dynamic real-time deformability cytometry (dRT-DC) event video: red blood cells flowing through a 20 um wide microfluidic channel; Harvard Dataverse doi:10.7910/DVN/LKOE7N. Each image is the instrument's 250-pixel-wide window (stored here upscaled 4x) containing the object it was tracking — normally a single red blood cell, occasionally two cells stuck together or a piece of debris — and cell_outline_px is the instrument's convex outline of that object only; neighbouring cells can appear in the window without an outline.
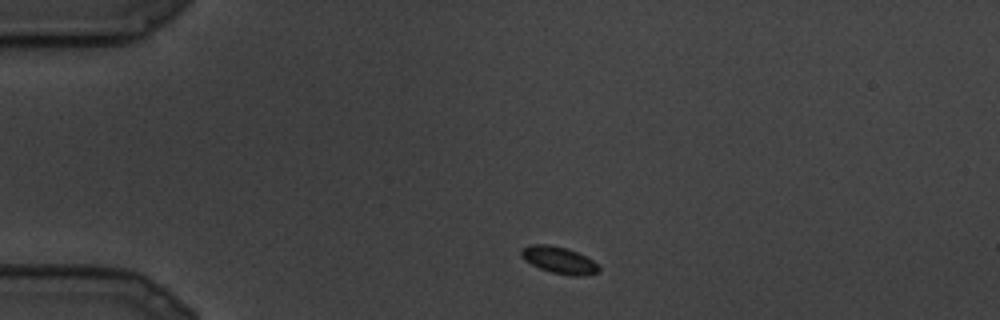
{"species": "common noctule bat (a hibernating species)", "species_latin": "Nyctalus noctula", "temperature_condition": "cold", "stored_images_in_passage": 7, "camera_frame_rate_fps": 3000, "um_per_image_px": 0.085, "animal": {"sex": "male", "body_mass_g": 19.5, "forearm_length_mm": 54.6}, "frame": {"image": 1, "passage_image": 1, "time_ms": 0.0, "image_size_px": [1000, 320], "cell_outline_px": [[600, 272], [576, 276], [552, 272], [540, 268], [524, 260], [520, 256], [520, 248], [528, 244], [548, 244], [568, 248], [592, 260], [600, 268]], "centroid_in_image_um": [47.46, 22.08], "position_along_channel_um": 37.5, "area_um2": 12.08}}
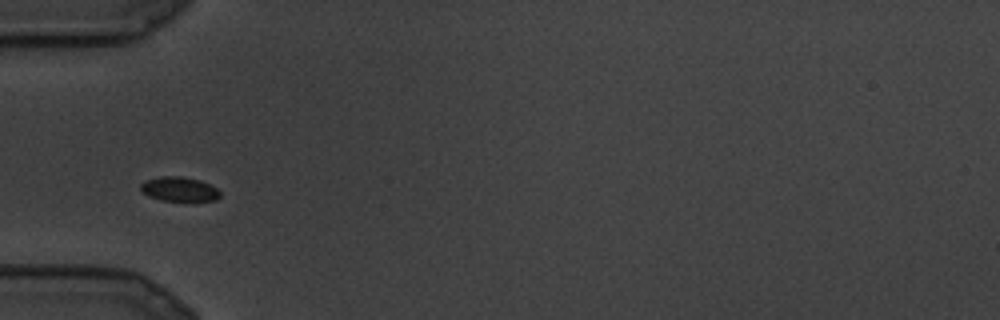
{"frame": {"image": 2, "passage_image": 4, "time_ms": 1.0, "image_size_px": [1000, 320], "cell_outline_px": [[220, 196], [216, 200], [164, 200], [148, 196], [140, 188], [140, 184], [144, 180], [160, 176], [180, 176], [200, 180], [216, 188], [220, 192]], "centroid_in_image_um": [15.21, 16.05], "position_along_channel_um": 69.8, "area_um2": 11.1}}
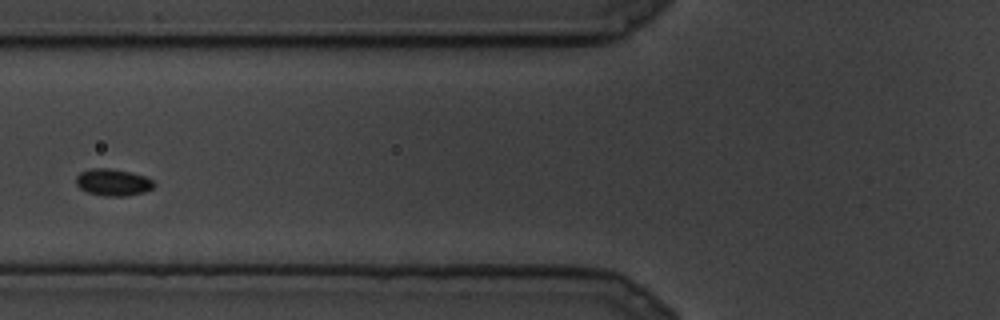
{"frame": {"image": 3, "passage_image": 6, "time_ms": 1.667, "image_size_px": [1000, 320], "cell_outline_px": [[156, 184], [152, 188], [144, 192], [124, 196], [104, 196], [88, 192], [80, 188], [76, 184], [76, 176], [80, 172], [92, 168], [112, 168], [132, 172], [144, 176], [152, 180]], "centroid_in_image_um": [9.6, 15.48], "position_along_channel_um": 116.2, "area_um2": 12.25}}